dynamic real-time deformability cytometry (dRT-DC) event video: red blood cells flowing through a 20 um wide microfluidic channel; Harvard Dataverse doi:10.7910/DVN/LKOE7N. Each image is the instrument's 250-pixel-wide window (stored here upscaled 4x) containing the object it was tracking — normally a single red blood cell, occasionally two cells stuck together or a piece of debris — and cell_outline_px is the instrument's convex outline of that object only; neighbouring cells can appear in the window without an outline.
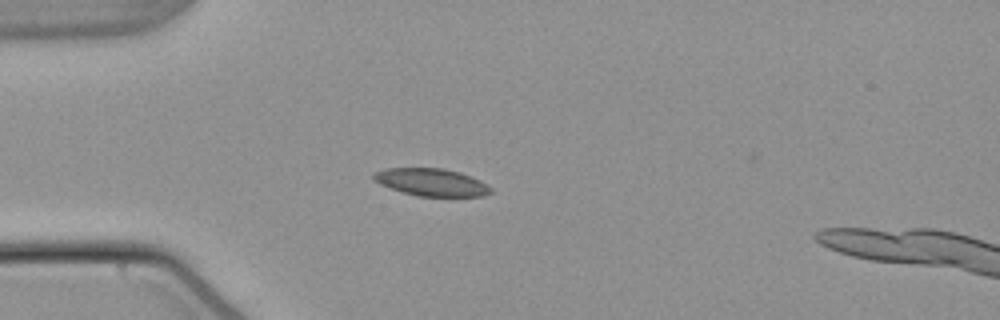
{"species": "common noctule bat (a hibernating species)", "species_latin": "Nyctalus noctula", "temperature_condition": "warm", "stored_images_in_passage": 49, "camera_frame_rate_fps": 3000, "um_per_image_px": 0.085, "animal": {"sex": "male", "body_mass_g": 21.5, "forearm_length_mm": 52.0}, "frame": {"image": 1, "passage_image": 15, "time_ms": 4.667, "image_size_px": [1000, 320], "cell_outline_px": [[492, 192], [480, 196], [416, 196], [380, 184], [372, 176], [376, 172], [388, 168], [444, 168], [460, 172], [492, 188]], "centroid_in_image_um": [36.66, 15.49], "position_along_channel_um": 48.3, "area_um2": 18.26}}
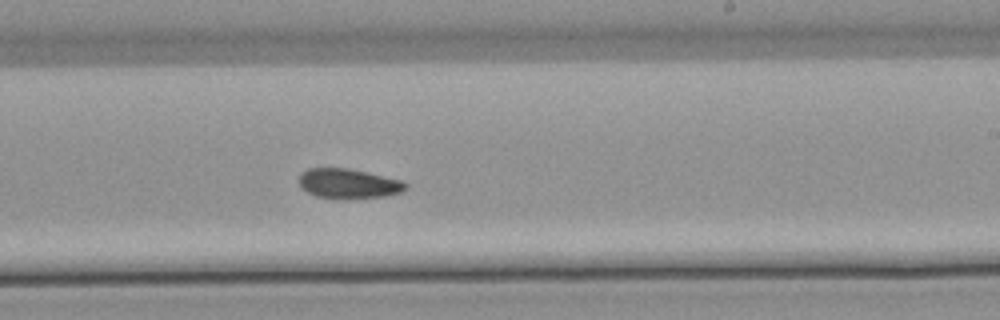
{"frame": {"image": 2, "passage_image": 33, "time_ms": 10.667, "image_size_px": [1000, 320], "cell_outline_px": [[408, 188], [400, 192], [384, 196], [316, 196], [308, 192], [300, 184], [300, 176], [308, 168], [348, 168], [400, 180], [408, 184]], "centroid_in_image_um": [29.64, 15.56], "position_along_channel_um": 259.4, "area_um2": 17.4}}
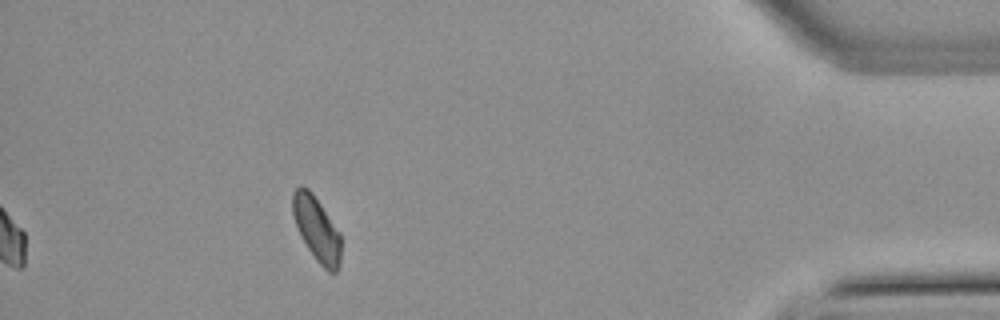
{"frame": {"image": 3, "passage_image": 49, "time_ms": 16.0, "image_size_px": [1000, 320], "cell_outline_px": [[340, 264], [336, 272], [328, 272], [316, 260], [308, 248], [296, 224], [292, 212], [292, 192], [300, 184], [308, 188], [312, 192], [340, 232]], "centroid_in_image_um": [26.92, 19.43], "position_along_channel_um": 408.3, "area_um2": 17.98}, "authors_computed_cell_mechanics": {"area_um2": 18.785, "velocity_mm_per_s": 3.795, "shape_relaxation_time_tau1_ms": null, "shape_relaxation_time_tau2_ms": 7.0333, "deformation_change_tau1": null, "deformation_change_tau2": 0.1169}}